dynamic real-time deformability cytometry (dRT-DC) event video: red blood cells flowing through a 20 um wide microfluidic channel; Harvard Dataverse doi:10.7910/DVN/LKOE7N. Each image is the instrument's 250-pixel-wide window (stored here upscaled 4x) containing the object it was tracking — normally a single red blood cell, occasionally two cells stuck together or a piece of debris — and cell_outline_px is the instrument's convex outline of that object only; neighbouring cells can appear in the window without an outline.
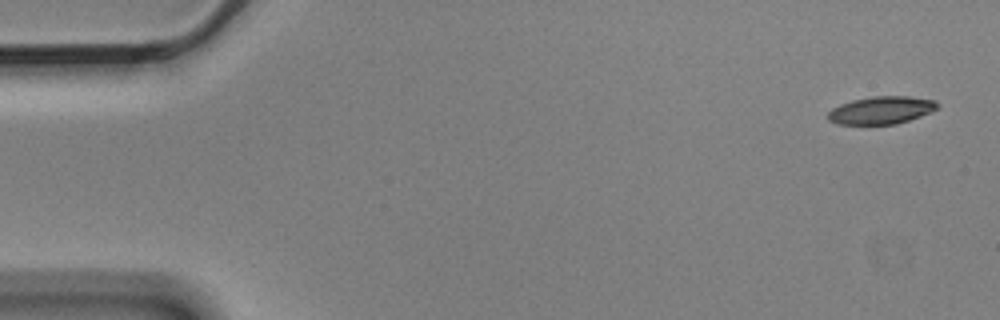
{"species": "Egyptian fruit bat (a non-hibernating species)", "species_latin": "Rousettus aegyptiacus", "temperature_condition": "cold", "stored_images_in_passage": 5, "camera_frame_rate_fps": 3000, "um_per_image_px": 0.085, "animal": {"sex": "male"}, "frame": {"image": 1, "passage_image": 1, "time_ms": 0.0, "image_size_px": [1000, 320], "cell_outline_px": [[940, 108], [932, 112], [896, 124], [836, 124], [828, 120], [828, 112], [832, 108], [840, 104], [852, 100], [872, 96], [908, 96], [936, 100], [940, 104]], "centroid_in_image_um": [74.94, 9.36], "position_along_channel_um": 10.1, "area_um2": 17.8}}
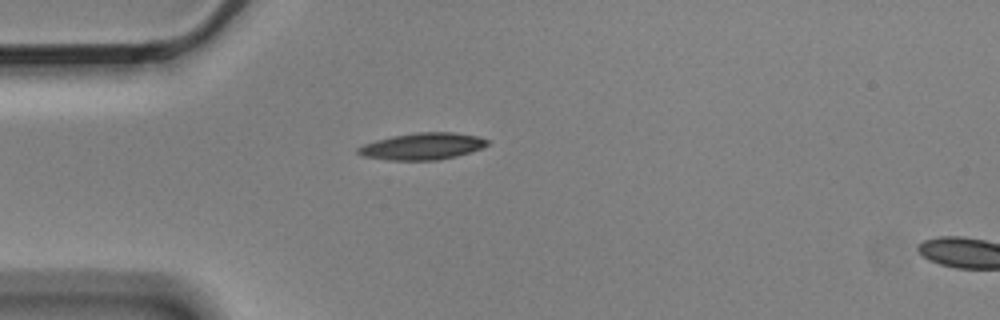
{"frame": {"image": 2, "passage_image": 4, "time_ms": 1.0, "image_size_px": [1000, 320], "cell_outline_px": [[488, 144], [472, 152], [440, 160], [388, 160], [360, 156], [356, 152], [356, 148], [364, 144], [376, 140], [392, 136], [416, 132], [452, 132], [480, 136], [488, 140]], "centroid_in_image_um": [35.88, 12.43], "position_along_channel_um": 49.1, "area_um2": 20.35}}